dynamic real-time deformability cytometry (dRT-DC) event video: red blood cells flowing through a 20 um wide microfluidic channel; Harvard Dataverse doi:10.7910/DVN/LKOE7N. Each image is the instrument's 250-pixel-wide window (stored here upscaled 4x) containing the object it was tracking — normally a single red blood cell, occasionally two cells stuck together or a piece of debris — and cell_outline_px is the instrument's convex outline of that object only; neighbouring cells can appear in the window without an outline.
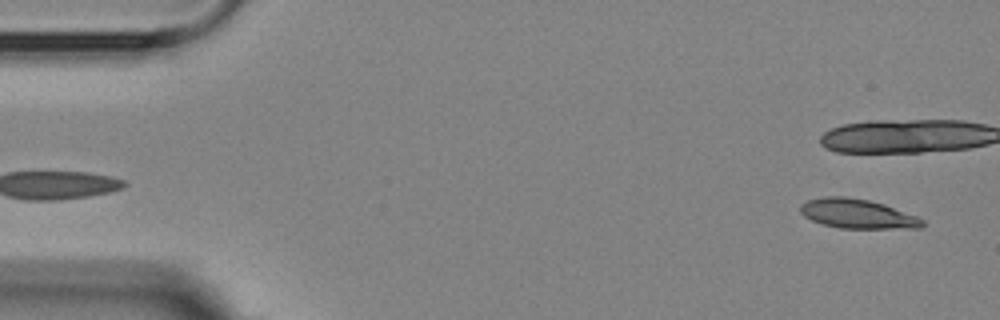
{"species": "Egyptian fruit bat (a non-hibernating species)", "species_latin": "Rousettus aegyptiacus", "temperature_condition": "room temperature", "stored_images_in_passage": 9, "camera_frame_rate_fps": 3000, "um_per_image_px": 0.085, "animal": {"sex": "female"}, "frame": {"image": 1, "passage_image": 1, "time_ms": 0.0, "image_size_px": [1000, 320], "cell_outline_px": [[924, 224], [920, 228], [840, 228], [824, 224], [812, 220], [804, 216], [800, 212], [800, 204], [808, 200], [824, 196], [844, 196], [868, 200], [884, 204], [916, 216], [924, 220]], "centroid_in_image_um": [72.86, 18.16], "position_along_channel_um": 12.1, "area_um2": 20.75}}
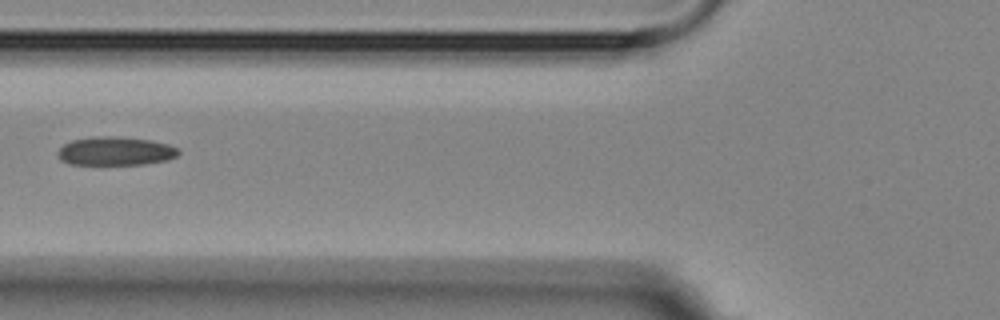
{"frame": {"image": 2, "passage_image": 7, "time_ms": 7.0, "image_size_px": [1000, 320], "cell_outline_px": [[180, 152], [176, 156], [168, 160], [144, 164], [68, 164], [60, 160], [56, 156], [56, 152], [64, 144], [72, 140], [92, 136], [116, 136], [152, 140], [168, 144], [176, 148]], "centroid_in_image_um": [9.77, 12.84], "position_along_channel_um": 116.0, "area_um2": 20.29}}
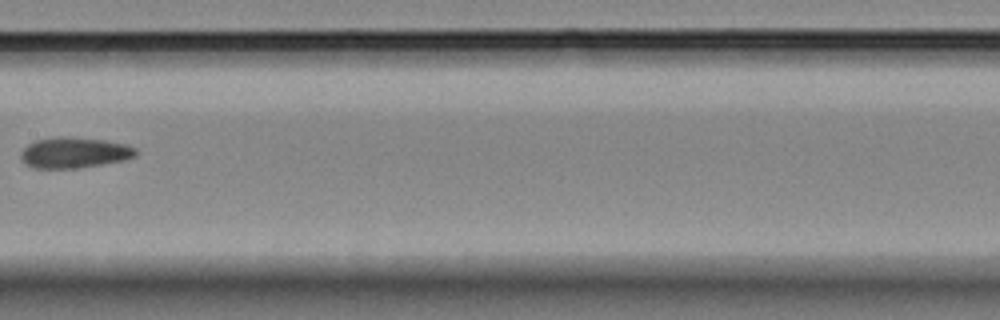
{"frame": {"image": 3, "passage_image": 9, "time_ms": 9.333, "image_size_px": [1000, 320], "cell_outline_px": [[136, 156], [124, 160], [76, 168], [32, 168], [24, 164], [20, 160], [20, 152], [28, 144], [36, 140], [60, 136], [104, 140], [124, 144], [136, 148]], "centroid_in_image_um": [6.26, 12.98], "position_along_channel_um": 201.1, "area_um2": 20.52}}